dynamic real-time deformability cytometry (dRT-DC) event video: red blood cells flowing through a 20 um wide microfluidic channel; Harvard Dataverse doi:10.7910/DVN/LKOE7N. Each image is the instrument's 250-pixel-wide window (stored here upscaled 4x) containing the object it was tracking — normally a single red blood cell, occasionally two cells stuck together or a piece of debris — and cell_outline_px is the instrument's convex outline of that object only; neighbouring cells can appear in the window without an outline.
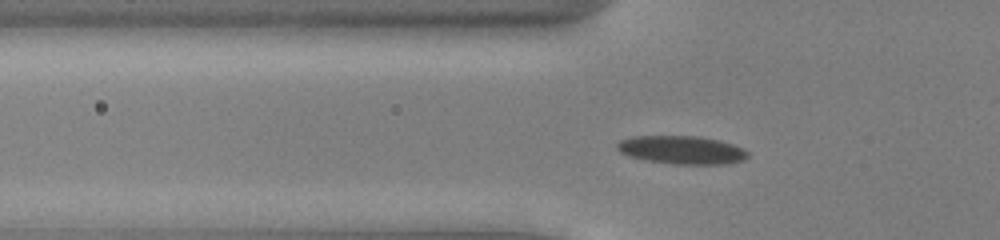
{"species": "common noctule bat (a hibernating species)", "species_latin": "Nyctalus noctula", "temperature_condition": "cold", "stored_images_in_passage": 47, "camera_frame_rate_fps": 3000, "um_per_image_px": 0.085, "animal": {"sex": "male", "body_mass_g": 13.0, "forearm_length_mm": 53.1}, "frame": {"image": 1, "passage_image": 12, "time_ms": 3.667, "image_size_px": [1000, 240], "cell_outline_px": [[748, 156], [744, 160], [724, 164], [676, 164], [648, 160], [628, 156], [620, 152], [616, 148], [616, 144], [620, 140], [632, 136], [700, 136], [720, 140], [744, 148], [748, 152]], "centroid_in_image_um": [57.95, 12.73], "position_along_channel_um": 67.8, "area_um2": 21.56}}
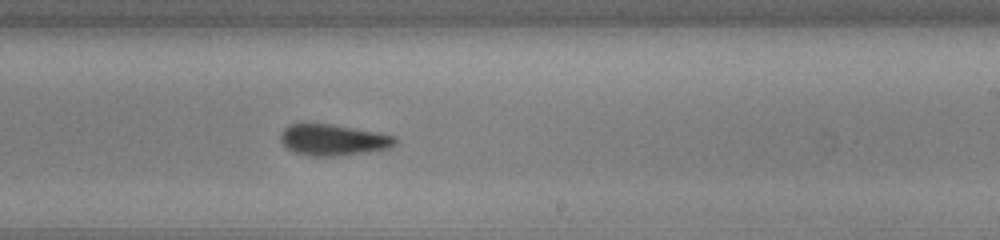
{"frame": {"image": 2, "passage_image": 27, "time_ms": 8.667, "image_size_px": [1000, 240], "cell_outline_px": [[396, 144], [392, 148], [368, 152], [340, 156], [312, 156], [292, 152], [280, 140], [280, 132], [288, 124], [332, 124], [380, 132], [396, 136]], "centroid_in_image_um": [28.35, 11.89], "position_along_channel_um": 260.6, "area_um2": 21.15}}
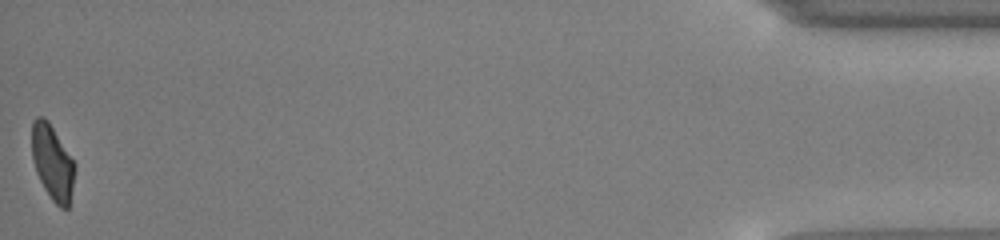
{"frame": {"image": 3, "passage_image": 47, "time_ms": 15.333, "image_size_px": [1000, 240], "cell_outline_px": [[76, 168], [68, 208], [60, 208], [52, 200], [44, 188], [36, 172], [32, 160], [32, 120], [36, 116], [44, 116], [48, 120], [76, 164]], "centroid_in_image_um": [4.45, 13.78], "position_along_channel_um": 430.7, "area_um2": 18.84}, "authors_computed_cell_mechanics": {"area_um2": 20.9814, "velocity_mm_per_s": 3.8933, "shape_relaxation_time_tau1_ms": 3.4807, "shape_relaxation_time_tau2_ms": 2.0746, "deformation_change_tau1": 0.1304, "deformation_change_tau2": 0.0961}}